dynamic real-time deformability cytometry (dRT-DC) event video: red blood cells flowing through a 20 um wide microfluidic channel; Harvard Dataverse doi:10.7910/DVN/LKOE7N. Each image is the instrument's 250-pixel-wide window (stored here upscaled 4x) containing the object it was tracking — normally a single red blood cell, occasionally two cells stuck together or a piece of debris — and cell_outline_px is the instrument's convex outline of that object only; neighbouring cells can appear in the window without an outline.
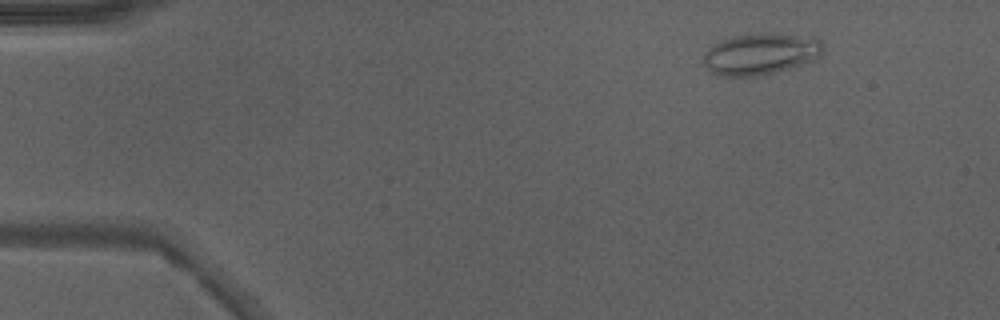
{"species": "Egyptian fruit bat (a non-hibernating species)", "species_latin": "Rousettus aegyptiacus", "temperature_condition": "warm", "stored_images_in_passage": 43, "camera_frame_rate_fps": 3000, "um_per_image_px": 0.085, "animal": {"sex": "male"}, "frame": {"image": 1, "passage_image": 1, "time_ms": 0.0, "image_size_px": [1000, 320], "cell_outline_px": [[820, 56], [816, 60], [788, 68], [756, 76], [720, 76], [712, 72], [704, 64], [704, 52], [720, 40], [732, 36], [760, 32], [768, 32], [812, 36], [820, 40]], "centroid_in_image_um": [64.64, 4.55], "position_along_channel_um": 20.4, "area_um2": 28.9}}
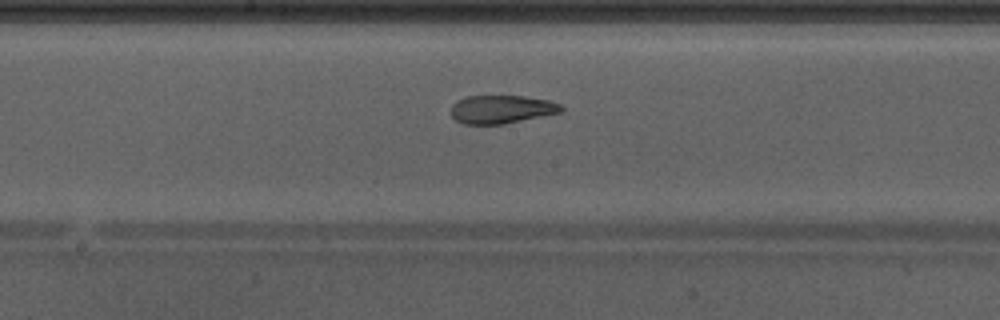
{"frame": {"image": 2, "passage_image": 21, "time_ms": 6.667, "image_size_px": [1000, 320], "cell_outline_px": [[564, 108], [560, 112], [504, 124], [464, 124], [456, 120], [452, 116], [452, 104], [456, 100], [468, 96], [524, 96], [548, 100], [560, 104]], "centroid_in_image_um": [42.61, 9.29], "position_along_channel_um": 205.6, "area_um2": 18.03}}
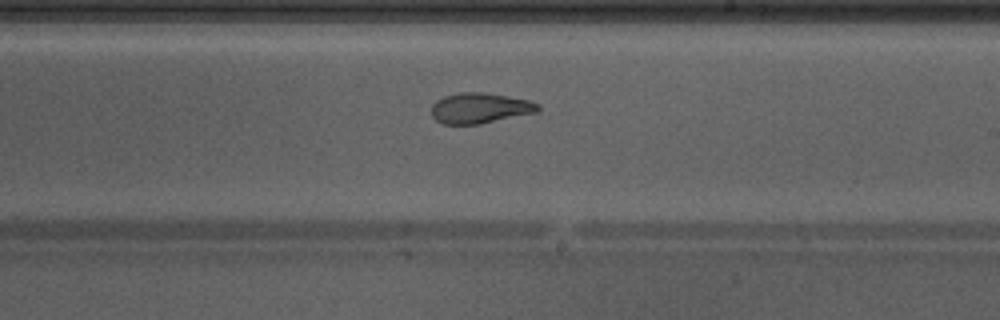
{"frame": {"image": 3, "passage_image": 24, "time_ms": 7.667, "image_size_px": [1000, 320], "cell_outline_px": [[540, 112], [480, 124], [444, 124], [436, 120], [432, 116], [432, 104], [436, 100], [444, 96], [460, 92], [484, 92], [528, 100], [540, 104]], "centroid_in_image_um": [40.82, 9.19], "position_along_channel_um": 248.2, "area_um2": 19.07}, "authors_computed_cell_mechanics": {"area_um2": 20.6924, "velocity_mm_per_s": 4.2725, "shape_relaxation_time_tau1_ms": null, "shape_relaxation_time_tau2_ms": 1.254, "deformation_change_tau1": null, "deformation_change_tau2": 0.0866}}